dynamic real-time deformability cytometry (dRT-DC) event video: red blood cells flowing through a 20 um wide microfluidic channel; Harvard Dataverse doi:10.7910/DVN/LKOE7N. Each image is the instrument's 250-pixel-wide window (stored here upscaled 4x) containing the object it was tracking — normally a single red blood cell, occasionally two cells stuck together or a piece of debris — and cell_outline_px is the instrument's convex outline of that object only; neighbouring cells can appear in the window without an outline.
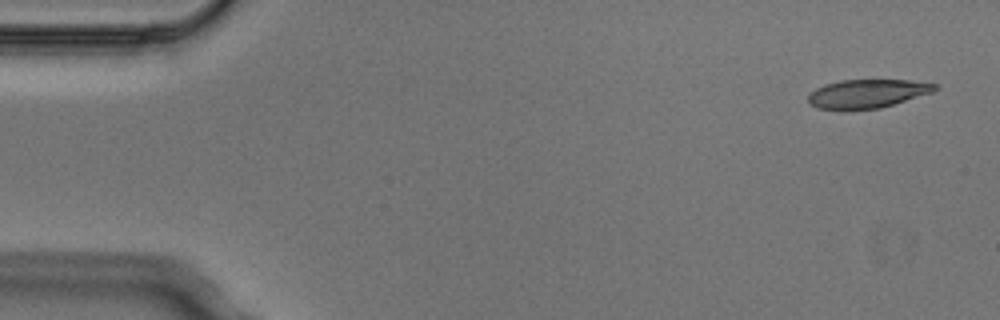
{"species": "Egyptian fruit bat (a non-hibernating species)", "species_latin": "Rousettus aegyptiacus", "temperature_condition": "cold", "stored_images_in_passage": 5, "camera_frame_rate_fps": 3000, "um_per_image_px": 0.085, "animal": {"sex": "male"}, "frame": {"image": 1, "passage_image": 1, "time_ms": 0.0, "image_size_px": [1000, 320], "cell_outline_px": [[936, 88], [932, 92], [880, 108], [844, 112], [816, 108], [808, 104], [808, 96], [816, 88], [824, 84], [840, 80], [908, 80], [936, 84]], "centroid_in_image_um": [73.61, 8.0], "position_along_channel_um": 11.4, "area_um2": 21.5}}
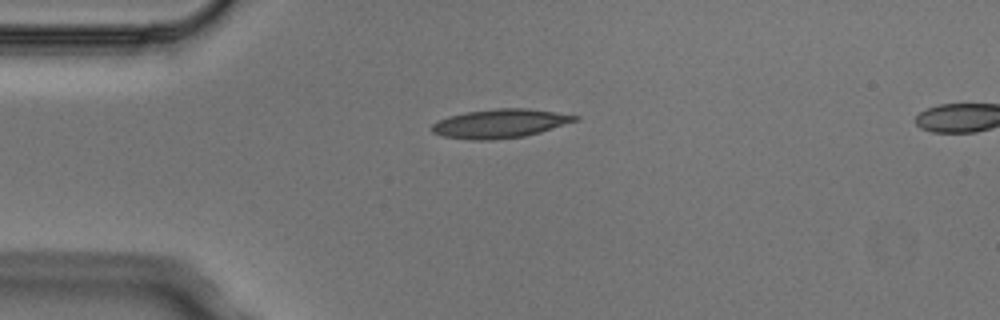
{"frame": {"image": 2, "passage_image": 3, "time_ms": 0.667, "image_size_px": [1000, 320], "cell_outline_px": [[580, 120], [540, 132], [524, 136], [492, 140], [472, 140], [444, 136], [432, 132], [432, 124], [440, 120], [452, 116], [468, 112], [496, 108], [528, 108], [580, 116]], "centroid_in_image_um": [42.56, 10.5], "position_along_channel_um": 42.4, "area_um2": 23.81}}
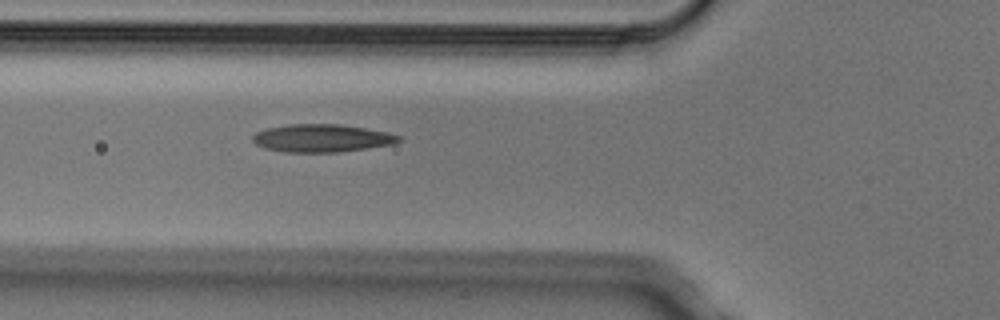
{"frame": {"image": 3, "passage_image": 5, "time_ms": 1.333, "image_size_px": [1000, 320], "cell_outline_px": [[404, 140], [392, 144], [340, 152], [284, 152], [264, 148], [256, 144], [252, 140], [252, 136], [256, 132], [268, 128], [288, 124], [340, 124], [388, 132], [404, 136]], "centroid_in_image_um": [27.39, 11.74], "position_along_channel_um": 98.4, "area_um2": 23.81}}